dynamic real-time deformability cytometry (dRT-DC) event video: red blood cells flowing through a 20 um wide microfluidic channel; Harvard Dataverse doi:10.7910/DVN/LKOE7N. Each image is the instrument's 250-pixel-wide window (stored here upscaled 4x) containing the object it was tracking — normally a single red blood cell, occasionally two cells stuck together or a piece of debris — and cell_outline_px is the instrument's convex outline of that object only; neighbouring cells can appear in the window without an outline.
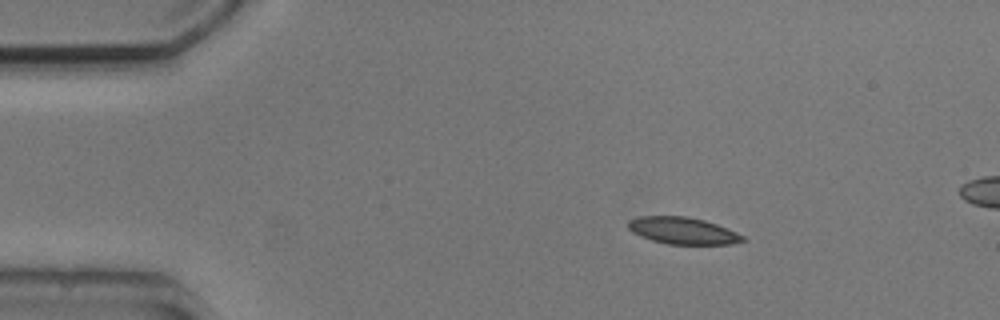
{"species": "common noctule bat (a hibernating species)", "species_latin": "Nyctalus noctula", "temperature_condition": "cold", "stored_images_in_passage": 5, "segment_of_instrument_passage": [1, 2], "camera_frame_rate_fps": 3000, "um_per_image_px": 0.085, "animal": {"sex": "male", "body_mass_g": 20.5, "forearm_length_mm": 52.5}, "frame": {"image": 1, "passage_image": 2, "time_ms": 1.0, "image_size_px": [1000, 320], "cell_outline_px": [[748, 240], [732, 244], [668, 244], [652, 240], [640, 236], [632, 232], [628, 228], [628, 220], [640, 216], [688, 216], [704, 220], [728, 228], [744, 236]], "centroid_in_image_um": [58.05, 19.61], "position_along_channel_um": 26.9, "area_um2": 18.03}}